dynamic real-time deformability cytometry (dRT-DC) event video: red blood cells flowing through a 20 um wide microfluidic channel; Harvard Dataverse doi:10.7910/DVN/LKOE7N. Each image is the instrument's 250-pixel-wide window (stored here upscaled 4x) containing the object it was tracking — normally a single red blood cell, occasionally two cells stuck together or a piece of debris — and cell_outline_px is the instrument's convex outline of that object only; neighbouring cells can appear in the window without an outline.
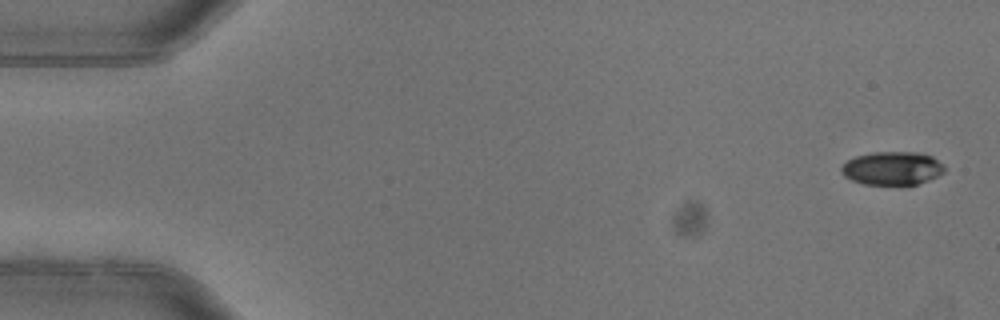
{"species": "common noctule bat (a hibernating species)", "species_latin": "Nyctalus noctula", "temperature_condition": "warm", "stored_images_in_passage": 4, "camera_frame_rate_fps": 3000, "um_per_image_px": 0.085, "animal": {"sex": "female"}, "frame": {"image": 1, "passage_image": 1, "time_ms": 0.0, "image_size_px": [1000, 320], "cell_outline_px": [[944, 172], [928, 180], [916, 184], [864, 184], [852, 180], [844, 176], [840, 172], [840, 168], [848, 160], [856, 156], [872, 152], [920, 152], [932, 156], [944, 164]], "centroid_in_image_um": [75.84, 14.29], "position_along_channel_um": 9.2, "area_um2": 20.0}}
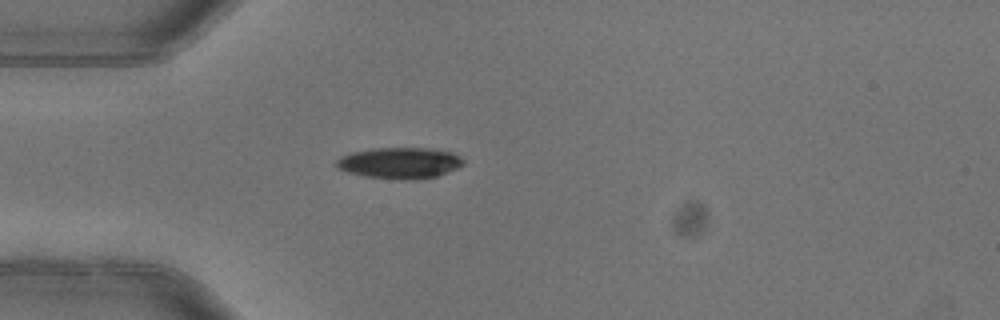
{"frame": {"image": 2, "passage_image": 4, "time_ms": 1.0, "image_size_px": [1000, 320], "cell_outline_px": [[464, 164], [456, 168], [436, 176], [416, 180], [400, 180], [364, 176], [348, 172], [340, 168], [336, 164], [336, 160], [340, 156], [352, 152], [372, 148], [428, 148], [452, 152], [460, 156], [464, 160]], "centroid_in_image_um": [33.98, 13.85], "position_along_channel_um": 51.0, "area_um2": 23.06}}